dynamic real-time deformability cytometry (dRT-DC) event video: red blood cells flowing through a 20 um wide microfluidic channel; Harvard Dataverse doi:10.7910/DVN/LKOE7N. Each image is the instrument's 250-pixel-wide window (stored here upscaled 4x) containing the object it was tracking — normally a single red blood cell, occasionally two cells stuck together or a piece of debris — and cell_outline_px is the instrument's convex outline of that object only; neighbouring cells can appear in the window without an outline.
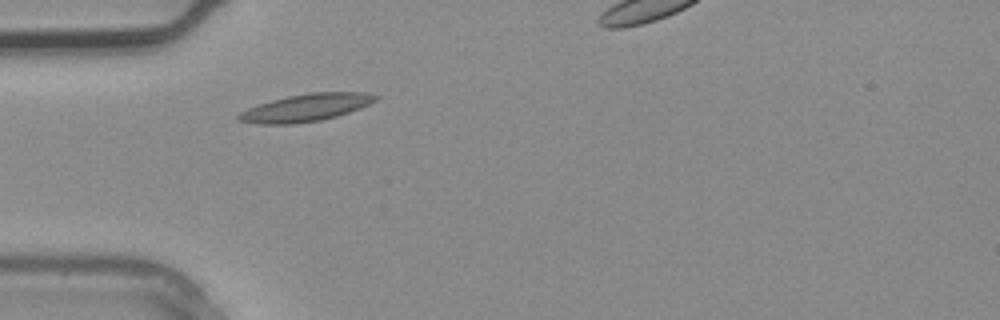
{"species": "common noctule bat (a hibernating species)", "species_latin": "Nyctalus noctula", "temperature_condition": "warm", "stored_images_in_passage": 3, "camera_frame_rate_fps": 3000, "um_per_image_px": 0.085, "animal": {"sex": "male", "body_mass_g": 20.4}, "frame": {"image": 1, "passage_image": 2, "time_ms": 0.333, "image_size_px": [1000, 320], "cell_outline_px": [[380, 96], [376, 100], [360, 108], [336, 116], [320, 120], [292, 124], [260, 124], [240, 120], [236, 116], [240, 112], [248, 108], [272, 100], [288, 96], [308, 92], [364, 92]], "centroid_in_image_um": [26.02, 9.14], "position_along_channel_um": 59.0, "area_um2": 21.62}}